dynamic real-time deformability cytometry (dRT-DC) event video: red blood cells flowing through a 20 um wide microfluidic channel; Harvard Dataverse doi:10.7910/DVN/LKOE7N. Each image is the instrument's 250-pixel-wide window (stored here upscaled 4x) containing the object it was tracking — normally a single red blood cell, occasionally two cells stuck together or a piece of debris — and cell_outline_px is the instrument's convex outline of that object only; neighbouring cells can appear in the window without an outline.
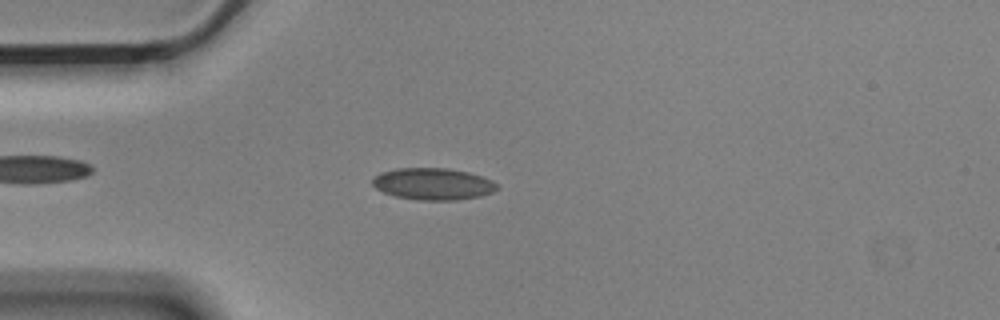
{"species": "Egyptian fruit bat (a non-hibernating species)", "species_latin": "Rousettus aegyptiacus", "temperature_condition": "cold", "stored_images_in_passage": 46, "camera_frame_rate_fps": 3000, "um_per_image_px": 0.085, "animal": {"sex": "male"}, "frame": {"image": 1, "passage_image": 4, "time_ms": 1.0, "image_size_px": [1000, 320], "cell_outline_px": [[500, 188], [492, 192], [480, 196], [456, 200], [416, 200], [396, 196], [384, 192], [376, 188], [372, 184], [372, 180], [380, 172], [396, 168], [448, 168], [468, 172], [492, 180]], "centroid_in_image_um": [36.8, 15.63], "position_along_channel_um": 48.2, "area_um2": 23.06}}
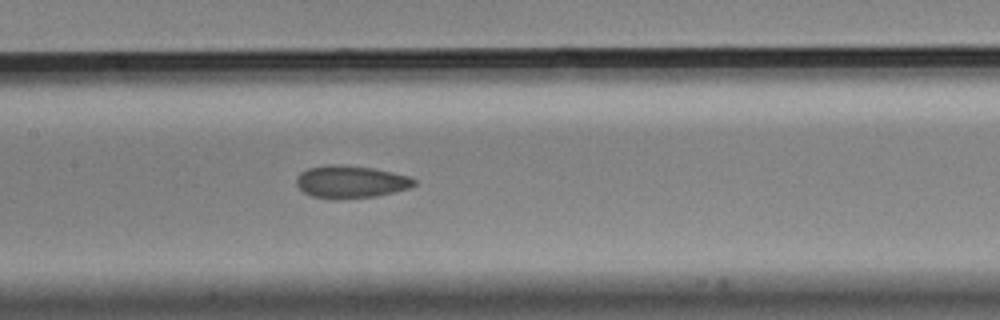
{"frame": {"image": 2, "passage_image": 16, "time_ms": 5.0, "image_size_px": [1000, 320], "cell_outline_px": [[416, 184], [408, 188], [376, 196], [336, 200], [312, 196], [304, 192], [296, 184], [296, 176], [300, 172], [308, 168], [328, 164], [332, 164], [372, 168], [392, 172], [408, 176], [416, 180]], "centroid_in_image_um": [29.77, 15.46], "position_along_channel_um": 177.6, "area_um2": 22.25}}
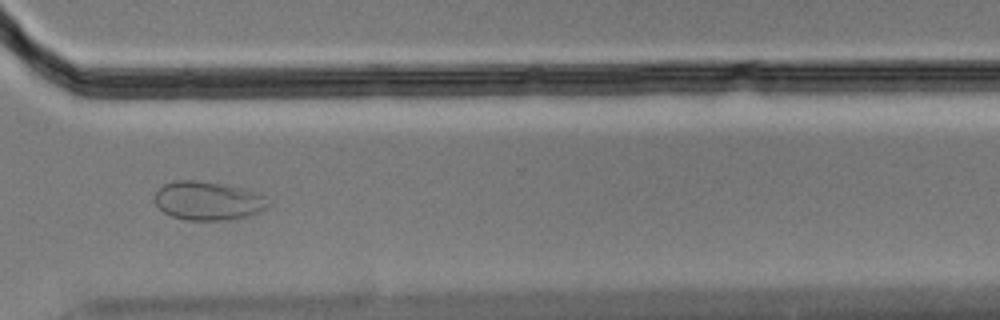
{"frame": {"image": 3, "passage_image": 31, "time_ms": 10.0, "image_size_px": [1000, 320], "cell_outline_px": [[272, 204], [248, 216], [228, 220], [188, 220], [172, 216], [164, 212], [156, 204], [156, 192], [164, 184], [176, 180], [192, 180], [220, 184], [240, 188], [264, 196]], "centroid_in_image_um": [17.67, 17.08], "position_along_channel_um": 352.9, "area_um2": 25.09}}